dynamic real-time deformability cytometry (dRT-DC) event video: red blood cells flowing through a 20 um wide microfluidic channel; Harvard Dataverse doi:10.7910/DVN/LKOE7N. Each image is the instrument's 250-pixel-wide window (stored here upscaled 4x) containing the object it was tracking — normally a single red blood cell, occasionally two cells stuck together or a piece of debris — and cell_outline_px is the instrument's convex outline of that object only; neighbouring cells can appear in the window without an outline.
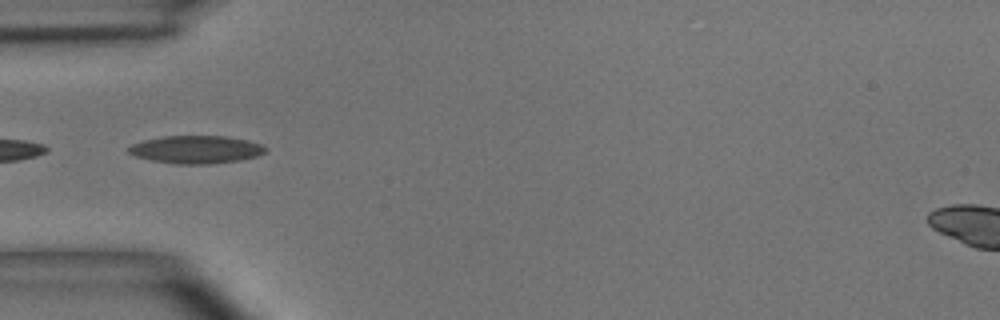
{"species": "common noctule bat (a hibernating species)", "species_latin": "Nyctalus noctula", "temperature_condition": "room temperature", "stored_images_in_passage": 36, "camera_frame_rate_fps": 3000, "um_per_image_px": 0.085, "animal": {"sex": "male", "body_mass_g": 15.6}, "frame": {"image": 1, "passage_image": 1, "time_ms": 0.0, "image_size_px": [1000, 320], "cell_outline_px": [[268, 148], [264, 152], [256, 156], [240, 160], [208, 164], [176, 164], [152, 160], [136, 156], [128, 152], [128, 148], [132, 144], [144, 140], [164, 136], [228, 136], [248, 140], [260, 144]], "centroid_in_image_um": [16.68, 12.7], "position_along_channel_um": 68.3, "area_um2": 22.08}}
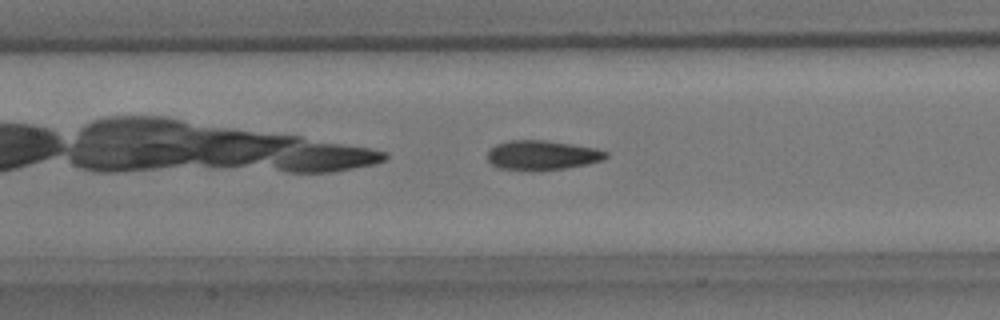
{"frame": {"image": 2, "passage_image": 8, "time_ms": 2.333, "image_size_px": [1000, 320], "cell_outline_px": [[608, 156], [604, 160], [588, 164], [564, 168], [500, 168], [492, 164], [488, 160], [488, 152], [496, 144], [508, 140], [544, 140], [596, 148], [608, 152]], "centroid_in_image_um": [46.13, 13.15], "position_along_channel_um": 161.3, "area_um2": 19.65}}
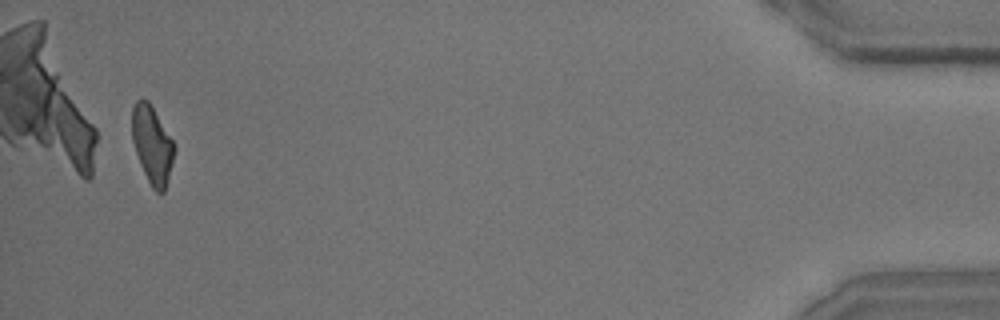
{"frame": {"image": 3, "passage_image": 34, "time_ms": 11.0, "image_size_px": [1000, 320], "cell_outline_px": [[176, 148], [168, 180], [164, 192], [156, 192], [152, 188], [140, 164], [132, 140], [132, 108], [136, 100], [148, 100], [172, 140]], "centroid_in_image_um": [12.93, 12.32], "position_along_channel_um": 422.3, "area_um2": 18.84}, "authors_computed_cell_mechanics": {"area_um2": 20.0855, "velocity_mm_per_s": 3.9448, "shape_relaxation_time_tau1_ms": 7.0689, "shape_relaxation_time_tau2_ms": 2.1981, "deformation_change_tau1": 0.1941, "deformation_change_tau2": 0.0971}}